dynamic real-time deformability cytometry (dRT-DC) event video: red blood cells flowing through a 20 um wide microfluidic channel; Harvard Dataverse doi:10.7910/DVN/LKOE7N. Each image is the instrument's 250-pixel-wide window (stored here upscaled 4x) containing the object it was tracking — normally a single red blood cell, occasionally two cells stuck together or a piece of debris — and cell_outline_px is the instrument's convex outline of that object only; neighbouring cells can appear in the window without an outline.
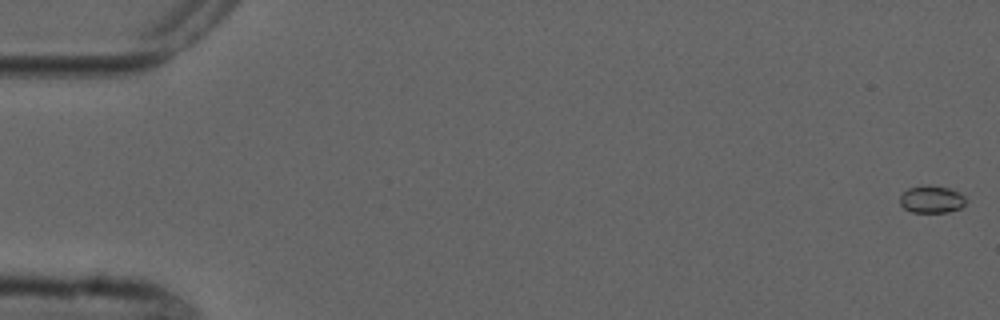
{"species": "common noctule bat (a hibernating species)", "species_latin": "Nyctalus noctula", "temperature_condition": "cold", "stored_images_in_passage": 6, "camera_frame_rate_fps": 3000, "um_per_image_px": 0.085, "animal": {"sex": "male", "forearm_length_mm": 52.5}, "frame": {"image": 1, "passage_image": 1, "time_ms": 0.0, "image_size_px": [1000, 320], "cell_outline_px": [[968, 200], [960, 208], [948, 212], [912, 212], [904, 208], [900, 204], [900, 196], [908, 188], [924, 184], [928, 184], [948, 188], [964, 196]], "centroid_in_image_um": [79.17, 16.93], "position_along_channel_um": 5.8, "area_um2": 10.52}}
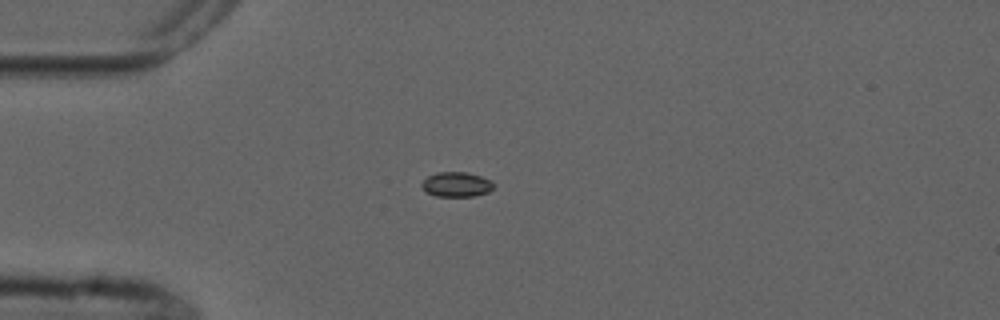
{"frame": {"image": 2, "passage_image": 5, "time_ms": 4.667, "image_size_px": [1000, 320], "cell_outline_px": [[496, 184], [488, 192], [472, 196], [436, 196], [424, 192], [420, 184], [428, 176], [436, 172], [468, 172], [492, 180]], "centroid_in_image_um": [38.79, 15.67], "position_along_channel_um": 46.2, "area_um2": 10.52}}
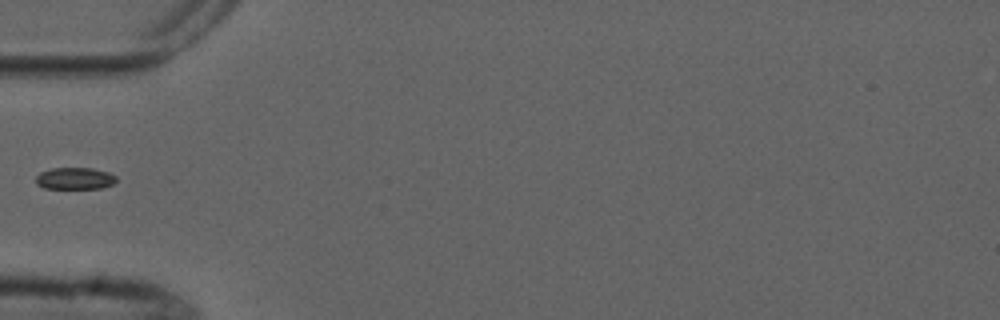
{"frame": {"image": 3, "passage_image": 6, "time_ms": 6.0, "image_size_px": [1000, 320], "cell_outline_px": [[116, 180], [112, 184], [100, 188], [44, 188], [36, 184], [36, 176], [40, 172], [52, 168], [92, 168], [108, 172], [116, 176]], "centroid_in_image_um": [6.34, 15.16], "position_along_channel_um": 78.7, "area_um2": 10.17}}